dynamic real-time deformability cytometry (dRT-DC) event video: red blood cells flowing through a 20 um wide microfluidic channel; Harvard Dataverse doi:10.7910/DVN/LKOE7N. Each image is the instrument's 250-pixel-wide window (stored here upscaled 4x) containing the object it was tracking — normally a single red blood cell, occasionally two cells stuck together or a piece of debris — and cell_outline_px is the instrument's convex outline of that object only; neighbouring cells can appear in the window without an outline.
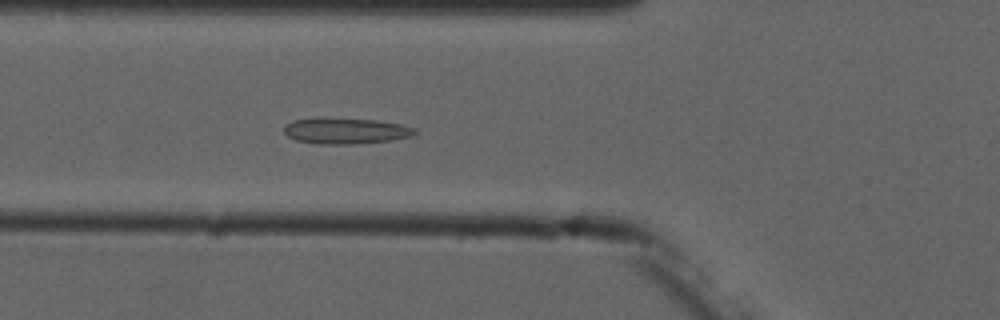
{"species": "common noctule bat (a hibernating species)", "species_latin": "Nyctalus noctula", "temperature_condition": "cold", "stored_images_in_passage": 4, "camera_frame_rate_fps": 3000, "um_per_image_px": 0.085, "animal": {"sex": "male", "forearm_length_mm": 52.5}, "frame": {"image": 1, "passage_image": 4, "time_ms": 4.667, "image_size_px": [1000, 320], "cell_outline_px": [[416, 132], [408, 136], [392, 140], [352, 144], [320, 144], [296, 140], [288, 136], [284, 132], [284, 128], [292, 120], [316, 116], [324, 116], [376, 120], [400, 124], [416, 128]], "centroid_in_image_um": [29.32, 11.09], "position_along_channel_um": 96.5, "area_um2": 20.11}}